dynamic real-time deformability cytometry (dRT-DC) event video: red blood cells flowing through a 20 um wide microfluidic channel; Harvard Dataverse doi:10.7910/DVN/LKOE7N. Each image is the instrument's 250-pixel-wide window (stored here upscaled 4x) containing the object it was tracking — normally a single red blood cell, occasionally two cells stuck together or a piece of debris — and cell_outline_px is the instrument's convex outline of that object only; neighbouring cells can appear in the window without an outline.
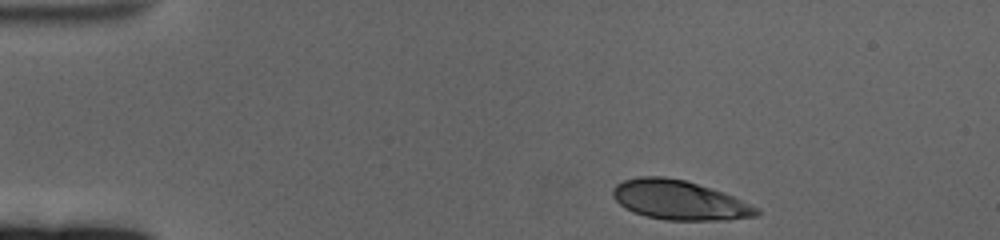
{"species": "human", "species_latin": "Homo sapiens", "temperature_condition": "cold", "stored_images_in_passage": 45, "camera_frame_rate_fps": 3000, "um_per_image_px": 0.085, "donor": {"sex": "female"}, "frame": {"image": 1, "passage_image": 1, "time_ms": 0.0, "image_size_px": [1000, 240], "cell_outline_px": [[760, 212], [756, 216], [728, 220], [664, 220], [632, 212], [624, 208], [612, 196], [612, 188], [616, 184], [624, 180], [640, 176], [664, 176], [684, 180], [712, 188], [724, 192], [760, 208]], "centroid_in_image_um": [57.74, 17.01], "position_along_channel_um": 27.3, "area_um2": 33.18}}
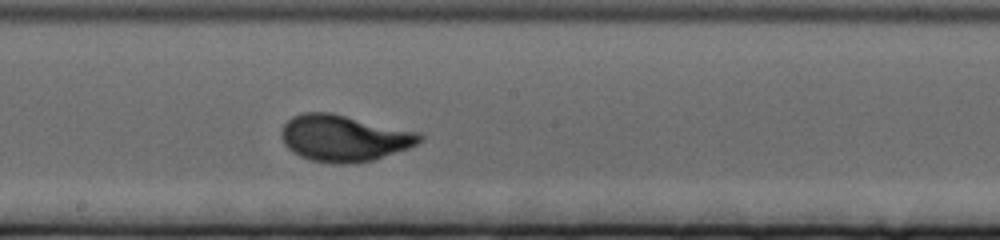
{"frame": {"image": 2, "passage_image": 25, "time_ms": 8.0, "image_size_px": [1000, 240], "cell_outline_px": [[424, 140], [408, 148], [372, 160], [356, 164], [332, 164], [312, 160], [300, 156], [292, 152], [284, 144], [280, 136], [280, 132], [284, 124], [292, 116], [304, 112], [332, 112], [420, 132], [424, 136]], "centroid_in_image_um": [29.24, 11.74], "position_along_channel_um": 219.0, "area_um2": 37.86}}
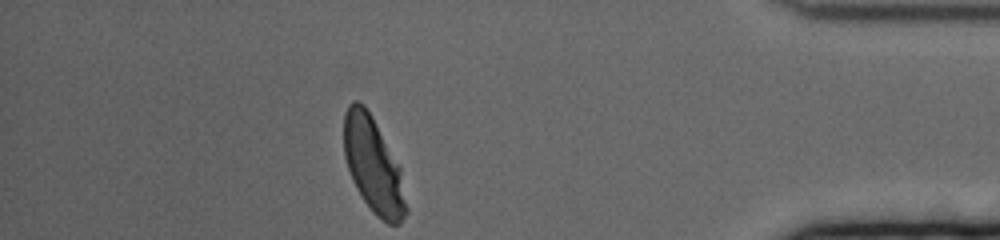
{"frame": {"image": 3, "passage_image": 45, "time_ms": 14.667, "image_size_px": [1000, 240], "cell_outline_px": [[408, 212], [400, 224], [388, 224], [376, 216], [372, 212], [356, 188], [352, 180], [344, 156], [344, 112], [348, 104], [352, 100], [356, 100], [364, 104], [372, 116], [400, 168], [408, 208]], "centroid_in_image_um": [31.72, 14.06], "position_along_channel_um": 403.5, "area_um2": 34.62}, "authors_computed_cell_mechanics": {"area_um2": 35.3736, "velocity_mm_per_s": 3.3302, "shape_relaxation_time_tau1_ms": 3.1144, "shape_relaxation_time_tau2_ms": null, "deformation_change_tau1": 0.1663, "deformation_change_tau2": null}}